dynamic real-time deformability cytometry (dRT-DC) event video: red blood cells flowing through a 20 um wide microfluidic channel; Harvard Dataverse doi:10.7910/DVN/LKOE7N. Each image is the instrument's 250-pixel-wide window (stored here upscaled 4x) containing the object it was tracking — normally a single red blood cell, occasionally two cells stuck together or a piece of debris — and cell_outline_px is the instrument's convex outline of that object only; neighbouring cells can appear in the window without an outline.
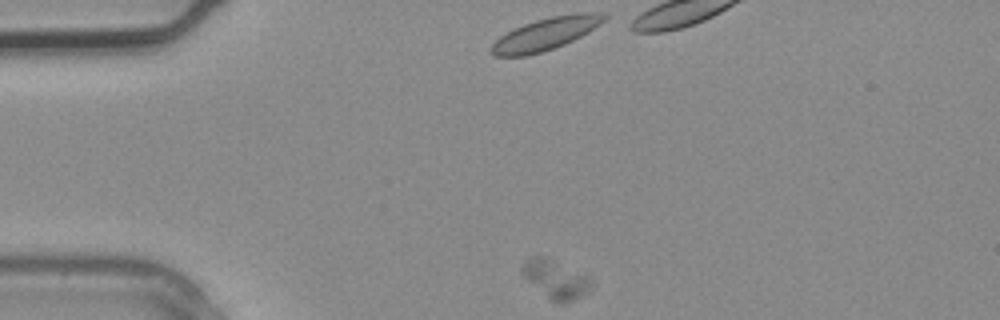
{"species": "common noctule bat (a hibernating species)", "species_latin": "Nyctalus noctula", "temperature_condition": "warm", "stored_images_in_passage": 2, "camera_frame_rate_fps": 3000, "um_per_image_px": 0.085, "animal": {"sex": "male", "body_mass_g": 20.4}, "frame": {"image": 1, "passage_image": 1, "time_ms": 0.0, "image_size_px": [1000, 320], "cell_outline_px": [[592, 288], [588, 292], [564, 304], [552, 300], [528, 280], [524, 276], [524, 264], [532, 256], [544, 256], [584, 272], [588, 276], [592, 284]], "centroid_in_image_um": [47.32, 23.72], "position_along_channel_um": 37.7, "area_um2": 15.03}}